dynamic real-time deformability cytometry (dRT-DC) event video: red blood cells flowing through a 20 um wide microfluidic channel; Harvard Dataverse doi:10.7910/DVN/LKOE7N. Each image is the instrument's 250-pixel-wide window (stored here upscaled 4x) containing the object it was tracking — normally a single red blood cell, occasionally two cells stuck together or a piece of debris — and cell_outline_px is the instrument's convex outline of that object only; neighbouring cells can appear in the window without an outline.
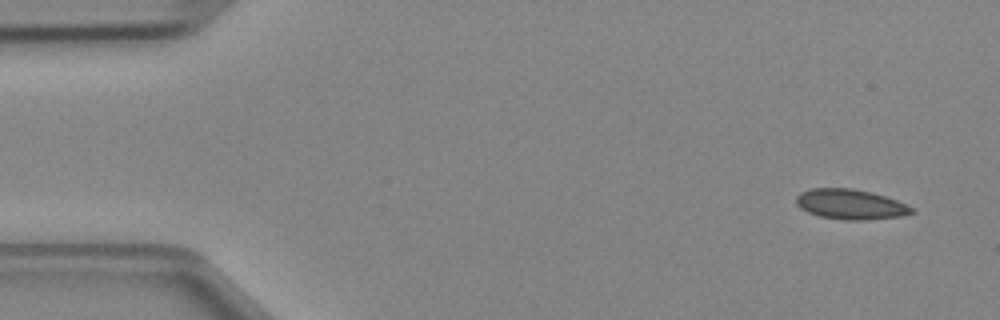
{"species": "Egyptian fruit bat (a non-hibernating species)", "species_latin": "Rousettus aegyptiacus", "temperature_condition": "cold", "stored_images_in_passage": 4, "camera_frame_rate_fps": 3000, "um_per_image_px": 0.085, "animal": {"sex": "female"}, "frame": {"image": 1, "passage_image": 1, "time_ms": 0.0, "image_size_px": [1000, 320], "cell_outline_px": [[916, 212], [900, 216], [864, 220], [848, 220], [820, 216], [808, 212], [800, 208], [796, 204], [796, 196], [800, 192], [812, 188], [852, 188], [872, 192], [896, 200], [916, 208]], "centroid_in_image_um": [72.3, 17.36], "position_along_channel_um": 12.7, "area_um2": 20.29}}
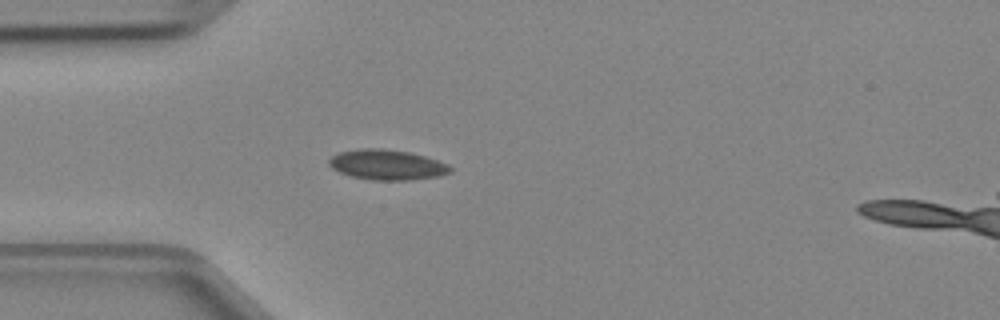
{"frame": {"image": 2, "passage_image": 4, "time_ms": 1.0, "image_size_px": [1000, 320], "cell_outline_px": [[452, 172], [440, 176], [408, 180], [368, 180], [352, 176], [340, 172], [332, 168], [328, 164], [328, 160], [332, 156], [340, 152], [360, 148], [380, 148], [408, 152], [424, 156], [448, 164], [452, 168]], "centroid_in_image_um": [32.89, 14.01], "position_along_channel_um": 52.1, "area_um2": 21.33}}